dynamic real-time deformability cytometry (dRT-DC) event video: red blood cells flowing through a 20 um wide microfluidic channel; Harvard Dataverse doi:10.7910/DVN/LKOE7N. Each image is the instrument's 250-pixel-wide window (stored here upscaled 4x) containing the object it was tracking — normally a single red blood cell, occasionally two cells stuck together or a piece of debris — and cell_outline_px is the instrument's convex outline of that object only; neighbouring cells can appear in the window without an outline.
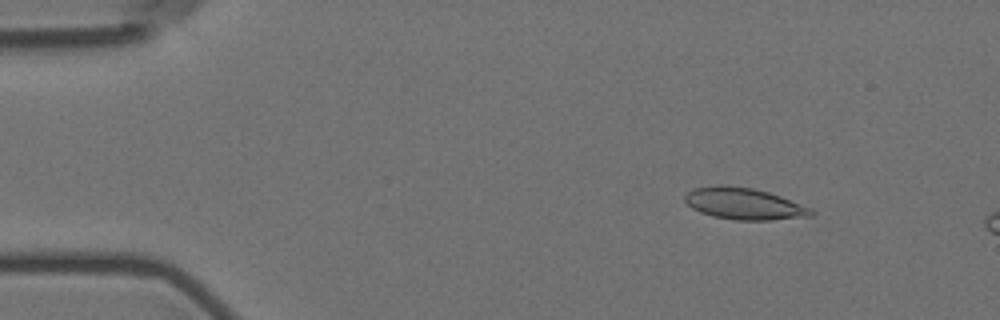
{"species": "Egyptian fruit bat (a non-hibernating species)", "species_latin": "Rousettus aegyptiacus", "temperature_condition": "room temperature", "stored_images_in_passage": 4, "camera_frame_rate_fps": 3000, "um_per_image_px": 0.085, "animal": {"sex": "female"}, "frame": {"image": 1, "passage_image": 2, "time_ms": 1.0, "image_size_px": [1000, 320], "cell_outline_px": [[816, 212], [812, 216], [772, 220], [732, 220], [712, 216], [700, 212], [692, 208], [684, 200], [684, 196], [692, 188], [716, 184], [724, 184], [752, 188], [768, 192], [780, 196], [812, 208]], "centroid_in_image_um": [63.23, 17.31], "position_along_channel_um": 21.8, "area_um2": 23.58}}